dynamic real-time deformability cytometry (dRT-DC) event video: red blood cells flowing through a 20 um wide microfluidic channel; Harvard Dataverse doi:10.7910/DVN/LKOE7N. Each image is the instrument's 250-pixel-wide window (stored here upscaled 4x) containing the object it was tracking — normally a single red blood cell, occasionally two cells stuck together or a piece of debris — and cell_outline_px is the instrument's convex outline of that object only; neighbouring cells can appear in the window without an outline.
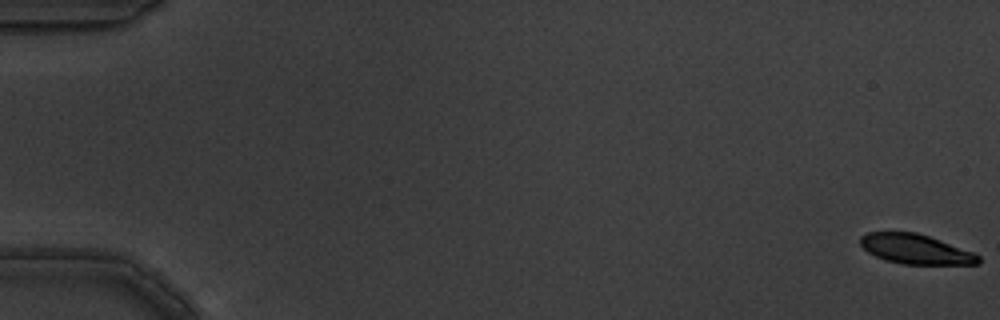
{"species": "common noctule bat (a hibernating species)", "species_latin": "Nyctalus noctula", "temperature_condition": "warm", "stored_images_in_passage": 16, "camera_frame_rate_fps": 3000, "um_per_image_px": 0.085, "animal": {"sex": "male", "body_mass_g": 19.5, "forearm_length_mm": 54.6}, "frame": {"image": 1, "passage_image": 1, "time_ms": 0.0, "image_size_px": [1000, 320], "cell_outline_px": [[980, 264], [904, 264], [884, 260], [868, 252], [860, 244], [860, 236], [868, 232], [916, 232], [940, 240], [972, 252], [980, 256]], "centroid_in_image_um": [77.8, 21.18], "position_along_channel_um": 7.2, "area_um2": 20.29}}
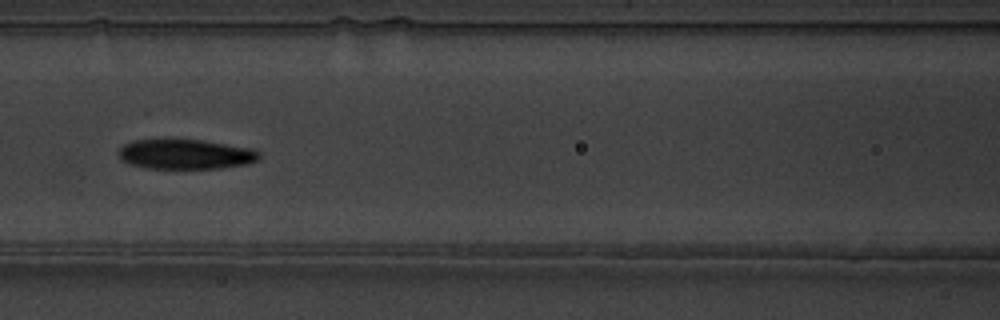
{"frame": {"image": 2, "passage_image": 8, "time_ms": 2.333, "image_size_px": [1000, 320], "cell_outline_px": [[260, 156], [256, 160], [248, 164], [220, 168], [144, 168], [128, 164], [120, 160], [116, 152], [124, 144], [132, 140], [200, 140], [252, 148], [260, 152]], "centroid_in_image_um": [15.72, 13.12], "position_along_channel_um": 150.9, "area_um2": 24.51}}
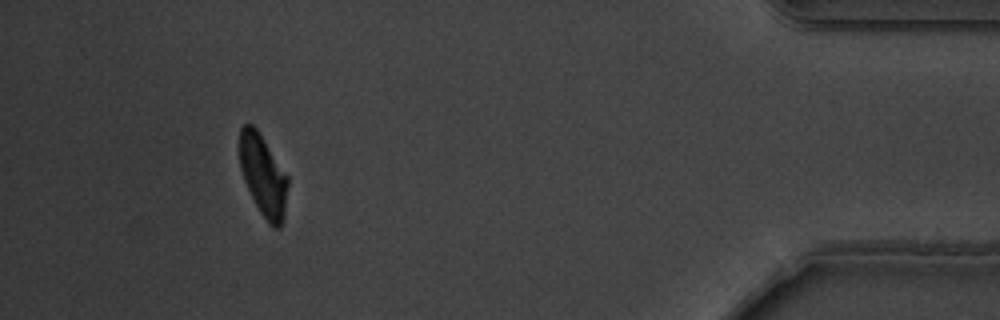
{"frame": {"image": 3, "passage_image": 15, "time_ms": 4.667, "image_size_px": [1000, 320], "cell_outline_px": [[288, 184], [284, 220], [280, 228], [272, 228], [268, 224], [260, 212], [244, 180], [240, 168], [240, 128], [244, 124], [252, 124], [256, 128], [288, 176]], "centroid_in_image_um": [22.39, 14.96], "position_along_channel_um": 412.8, "area_um2": 22.72}}